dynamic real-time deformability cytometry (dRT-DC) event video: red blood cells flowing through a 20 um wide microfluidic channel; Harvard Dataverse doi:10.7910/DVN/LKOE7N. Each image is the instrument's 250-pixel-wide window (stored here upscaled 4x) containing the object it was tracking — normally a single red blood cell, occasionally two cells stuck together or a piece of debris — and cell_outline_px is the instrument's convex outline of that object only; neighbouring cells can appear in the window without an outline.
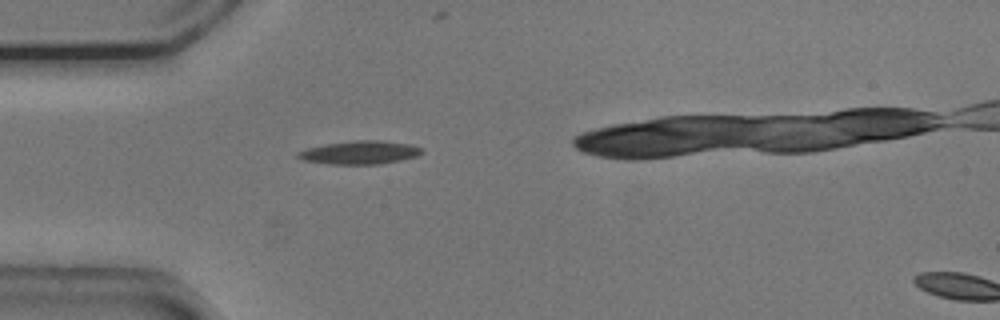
{"species": "common noctule bat (a hibernating species)", "species_latin": "Nyctalus noctula", "temperature_condition": "cold", "stored_images_in_passage": 32, "camera_frame_rate_fps": 3000, "um_per_image_px": 0.085, "animal": {"sex": "male", "body_mass_g": 20.5, "forearm_length_mm": 52.5}, "frame": {"image": 1, "passage_image": 1, "time_ms": 0.0, "image_size_px": [1000, 320], "cell_outline_px": [[424, 152], [416, 156], [400, 160], [380, 164], [328, 164], [304, 160], [296, 156], [296, 152], [304, 148], [324, 144], [352, 140], [380, 140], [412, 144], [424, 148]], "centroid_in_image_um": [30.58, 12.95], "position_along_channel_um": 54.4, "area_um2": 17.11}, "authors_computed_cell_mechanics": {"area_um2": 15.8083, "velocity_mm_per_s": 3.7614, "shape_relaxation_time_tau1_ms": 1.654, "shape_relaxation_time_tau2_ms": null, "deformation_change_tau1": 0.0994, "deformation_change_tau2": null}}